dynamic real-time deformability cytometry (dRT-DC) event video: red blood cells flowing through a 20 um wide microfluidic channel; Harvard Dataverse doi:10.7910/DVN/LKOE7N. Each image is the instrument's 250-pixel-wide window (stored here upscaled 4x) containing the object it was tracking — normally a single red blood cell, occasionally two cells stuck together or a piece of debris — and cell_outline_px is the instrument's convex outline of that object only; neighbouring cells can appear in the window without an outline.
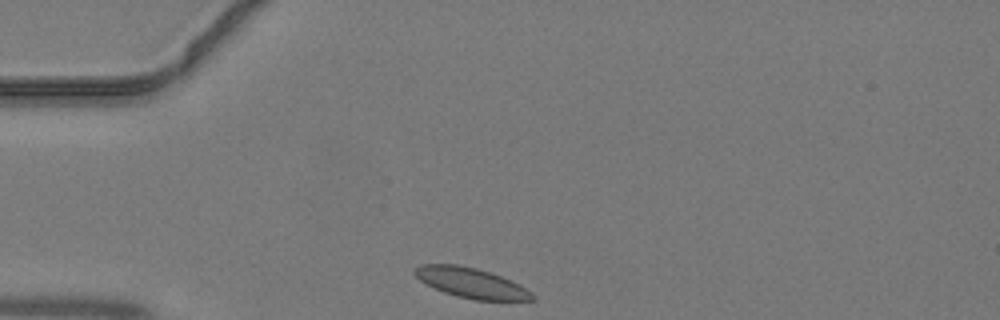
{"species": "common noctule bat (a hibernating species)", "species_latin": "Nyctalus noctula", "temperature_condition": "warm", "stored_images_in_passage": 4, "camera_frame_rate_fps": 3000, "um_per_image_px": 0.085, "animal": {"sex": "male", "body_mass_g": 19.2, "forearm_length_mm": 51.8}, "frame": {"image": 1, "passage_image": 1, "time_ms": 0.0, "image_size_px": [1000, 320], "cell_outline_px": [[536, 300], [476, 300], [456, 296], [444, 292], [420, 280], [412, 272], [420, 264], [456, 264], [476, 268], [500, 276], [532, 292], [536, 296]], "centroid_in_image_um": [40.04, 24.05], "position_along_channel_um": 45.0, "area_um2": 20.23}}